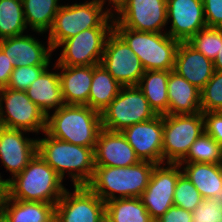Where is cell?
Instances as JSON below:
<instances>
[{"instance_id":"39","label":"cell","mask_w":222,"mask_h":222,"mask_svg":"<svg viewBox=\"0 0 222 222\" xmlns=\"http://www.w3.org/2000/svg\"><path fill=\"white\" fill-rule=\"evenodd\" d=\"M155 222H193L192 212L173 205Z\"/></svg>"},{"instance_id":"26","label":"cell","mask_w":222,"mask_h":222,"mask_svg":"<svg viewBox=\"0 0 222 222\" xmlns=\"http://www.w3.org/2000/svg\"><path fill=\"white\" fill-rule=\"evenodd\" d=\"M122 85L100 63L93 65L88 106L101 113L119 94Z\"/></svg>"},{"instance_id":"14","label":"cell","mask_w":222,"mask_h":222,"mask_svg":"<svg viewBox=\"0 0 222 222\" xmlns=\"http://www.w3.org/2000/svg\"><path fill=\"white\" fill-rule=\"evenodd\" d=\"M65 190L55 205L57 222H101L105 218V202L87 186Z\"/></svg>"},{"instance_id":"19","label":"cell","mask_w":222,"mask_h":222,"mask_svg":"<svg viewBox=\"0 0 222 222\" xmlns=\"http://www.w3.org/2000/svg\"><path fill=\"white\" fill-rule=\"evenodd\" d=\"M44 47L35 37L19 35L0 40V49L14 67L49 65L54 51L50 45Z\"/></svg>"},{"instance_id":"24","label":"cell","mask_w":222,"mask_h":222,"mask_svg":"<svg viewBox=\"0 0 222 222\" xmlns=\"http://www.w3.org/2000/svg\"><path fill=\"white\" fill-rule=\"evenodd\" d=\"M55 205L46 202L14 200L4 194L1 209L7 222H53Z\"/></svg>"},{"instance_id":"40","label":"cell","mask_w":222,"mask_h":222,"mask_svg":"<svg viewBox=\"0 0 222 222\" xmlns=\"http://www.w3.org/2000/svg\"><path fill=\"white\" fill-rule=\"evenodd\" d=\"M14 65L7 55L0 49V89L7 87Z\"/></svg>"},{"instance_id":"25","label":"cell","mask_w":222,"mask_h":222,"mask_svg":"<svg viewBox=\"0 0 222 222\" xmlns=\"http://www.w3.org/2000/svg\"><path fill=\"white\" fill-rule=\"evenodd\" d=\"M183 173L204 199L213 198L222 190V164L179 163ZM185 165L184 167H182Z\"/></svg>"},{"instance_id":"8","label":"cell","mask_w":222,"mask_h":222,"mask_svg":"<svg viewBox=\"0 0 222 222\" xmlns=\"http://www.w3.org/2000/svg\"><path fill=\"white\" fill-rule=\"evenodd\" d=\"M205 132L203 113L163 115V166L179 163L196 139Z\"/></svg>"},{"instance_id":"43","label":"cell","mask_w":222,"mask_h":222,"mask_svg":"<svg viewBox=\"0 0 222 222\" xmlns=\"http://www.w3.org/2000/svg\"><path fill=\"white\" fill-rule=\"evenodd\" d=\"M213 199L217 200V205L222 207V190L218 194H215Z\"/></svg>"},{"instance_id":"9","label":"cell","mask_w":222,"mask_h":222,"mask_svg":"<svg viewBox=\"0 0 222 222\" xmlns=\"http://www.w3.org/2000/svg\"><path fill=\"white\" fill-rule=\"evenodd\" d=\"M46 119L45 113L31 101L25 91L8 87L0 89V126L44 133Z\"/></svg>"},{"instance_id":"29","label":"cell","mask_w":222,"mask_h":222,"mask_svg":"<svg viewBox=\"0 0 222 222\" xmlns=\"http://www.w3.org/2000/svg\"><path fill=\"white\" fill-rule=\"evenodd\" d=\"M105 217L111 222H154L140 198H117L106 202Z\"/></svg>"},{"instance_id":"5","label":"cell","mask_w":222,"mask_h":222,"mask_svg":"<svg viewBox=\"0 0 222 222\" xmlns=\"http://www.w3.org/2000/svg\"><path fill=\"white\" fill-rule=\"evenodd\" d=\"M104 3L92 0L72 5H61L49 30L48 43L53 50L83 30L91 28H113V10H104Z\"/></svg>"},{"instance_id":"12","label":"cell","mask_w":222,"mask_h":222,"mask_svg":"<svg viewBox=\"0 0 222 222\" xmlns=\"http://www.w3.org/2000/svg\"><path fill=\"white\" fill-rule=\"evenodd\" d=\"M156 164L140 199L155 222L174 205V191L179 176L183 173L179 163Z\"/></svg>"},{"instance_id":"28","label":"cell","mask_w":222,"mask_h":222,"mask_svg":"<svg viewBox=\"0 0 222 222\" xmlns=\"http://www.w3.org/2000/svg\"><path fill=\"white\" fill-rule=\"evenodd\" d=\"M59 0H22L26 26L37 33L51 29L55 15L61 5Z\"/></svg>"},{"instance_id":"27","label":"cell","mask_w":222,"mask_h":222,"mask_svg":"<svg viewBox=\"0 0 222 222\" xmlns=\"http://www.w3.org/2000/svg\"><path fill=\"white\" fill-rule=\"evenodd\" d=\"M171 71H144L137 85L157 115L168 112V79Z\"/></svg>"},{"instance_id":"3","label":"cell","mask_w":222,"mask_h":222,"mask_svg":"<svg viewBox=\"0 0 222 222\" xmlns=\"http://www.w3.org/2000/svg\"><path fill=\"white\" fill-rule=\"evenodd\" d=\"M44 134L45 138L37 139V153L62 179L68 172L73 186H86L94 174V148L61 141L46 132Z\"/></svg>"},{"instance_id":"42","label":"cell","mask_w":222,"mask_h":222,"mask_svg":"<svg viewBox=\"0 0 222 222\" xmlns=\"http://www.w3.org/2000/svg\"><path fill=\"white\" fill-rule=\"evenodd\" d=\"M98 2H101V3H104L106 4V0H97ZM109 1V4L111 3L112 4V7L111 8H117L118 5L123 1V0H107Z\"/></svg>"},{"instance_id":"1","label":"cell","mask_w":222,"mask_h":222,"mask_svg":"<svg viewBox=\"0 0 222 222\" xmlns=\"http://www.w3.org/2000/svg\"><path fill=\"white\" fill-rule=\"evenodd\" d=\"M62 182L37 153L21 173L6 179L5 194L14 200L57 204L66 190Z\"/></svg>"},{"instance_id":"32","label":"cell","mask_w":222,"mask_h":222,"mask_svg":"<svg viewBox=\"0 0 222 222\" xmlns=\"http://www.w3.org/2000/svg\"><path fill=\"white\" fill-rule=\"evenodd\" d=\"M222 42V28L204 27L198 31L188 43L206 58L214 60Z\"/></svg>"},{"instance_id":"4","label":"cell","mask_w":222,"mask_h":222,"mask_svg":"<svg viewBox=\"0 0 222 222\" xmlns=\"http://www.w3.org/2000/svg\"><path fill=\"white\" fill-rule=\"evenodd\" d=\"M101 126V114L87 105L64 104L47 115L45 132L56 139L95 148Z\"/></svg>"},{"instance_id":"21","label":"cell","mask_w":222,"mask_h":222,"mask_svg":"<svg viewBox=\"0 0 222 222\" xmlns=\"http://www.w3.org/2000/svg\"><path fill=\"white\" fill-rule=\"evenodd\" d=\"M54 67L62 71L59 76L64 103L88 106L93 66H63L56 64Z\"/></svg>"},{"instance_id":"7","label":"cell","mask_w":222,"mask_h":222,"mask_svg":"<svg viewBox=\"0 0 222 222\" xmlns=\"http://www.w3.org/2000/svg\"><path fill=\"white\" fill-rule=\"evenodd\" d=\"M100 114L102 128L113 132H122L157 116L137 85L122 86L119 94Z\"/></svg>"},{"instance_id":"18","label":"cell","mask_w":222,"mask_h":222,"mask_svg":"<svg viewBox=\"0 0 222 222\" xmlns=\"http://www.w3.org/2000/svg\"><path fill=\"white\" fill-rule=\"evenodd\" d=\"M139 161L122 132L100 130L94 148L95 166L129 167Z\"/></svg>"},{"instance_id":"47","label":"cell","mask_w":222,"mask_h":222,"mask_svg":"<svg viewBox=\"0 0 222 222\" xmlns=\"http://www.w3.org/2000/svg\"><path fill=\"white\" fill-rule=\"evenodd\" d=\"M101 222H111V221L105 217Z\"/></svg>"},{"instance_id":"16","label":"cell","mask_w":222,"mask_h":222,"mask_svg":"<svg viewBox=\"0 0 222 222\" xmlns=\"http://www.w3.org/2000/svg\"><path fill=\"white\" fill-rule=\"evenodd\" d=\"M167 21L171 28L166 33L179 42H188L206 27L202 0H167Z\"/></svg>"},{"instance_id":"34","label":"cell","mask_w":222,"mask_h":222,"mask_svg":"<svg viewBox=\"0 0 222 222\" xmlns=\"http://www.w3.org/2000/svg\"><path fill=\"white\" fill-rule=\"evenodd\" d=\"M201 112L222 111V71L214 72L212 78L200 91Z\"/></svg>"},{"instance_id":"44","label":"cell","mask_w":222,"mask_h":222,"mask_svg":"<svg viewBox=\"0 0 222 222\" xmlns=\"http://www.w3.org/2000/svg\"><path fill=\"white\" fill-rule=\"evenodd\" d=\"M5 194V184L0 183V209H1V204H2V199Z\"/></svg>"},{"instance_id":"31","label":"cell","mask_w":222,"mask_h":222,"mask_svg":"<svg viewBox=\"0 0 222 222\" xmlns=\"http://www.w3.org/2000/svg\"><path fill=\"white\" fill-rule=\"evenodd\" d=\"M194 162L222 164V145L217 143L209 134L203 132L179 163Z\"/></svg>"},{"instance_id":"15","label":"cell","mask_w":222,"mask_h":222,"mask_svg":"<svg viewBox=\"0 0 222 222\" xmlns=\"http://www.w3.org/2000/svg\"><path fill=\"white\" fill-rule=\"evenodd\" d=\"M122 134L140 161L163 164V115L125 128Z\"/></svg>"},{"instance_id":"37","label":"cell","mask_w":222,"mask_h":222,"mask_svg":"<svg viewBox=\"0 0 222 222\" xmlns=\"http://www.w3.org/2000/svg\"><path fill=\"white\" fill-rule=\"evenodd\" d=\"M202 113L205 132L222 145V111Z\"/></svg>"},{"instance_id":"2","label":"cell","mask_w":222,"mask_h":222,"mask_svg":"<svg viewBox=\"0 0 222 222\" xmlns=\"http://www.w3.org/2000/svg\"><path fill=\"white\" fill-rule=\"evenodd\" d=\"M155 165L139 161L129 167L95 166L93 177L86 186L105 203L117 198H140Z\"/></svg>"},{"instance_id":"33","label":"cell","mask_w":222,"mask_h":222,"mask_svg":"<svg viewBox=\"0 0 222 222\" xmlns=\"http://www.w3.org/2000/svg\"><path fill=\"white\" fill-rule=\"evenodd\" d=\"M204 200L187 176L182 173L176 183L174 191V206L193 212Z\"/></svg>"},{"instance_id":"35","label":"cell","mask_w":222,"mask_h":222,"mask_svg":"<svg viewBox=\"0 0 222 222\" xmlns=\"http://www.w3.org/2000/svg\"><path fill=\"white\" fill-rule=\"evenodd\" d=\"M47 67L49 65L14 67L7 87L26 91Z\"/></svg>"},{"instance_id":"23","label":"cell","mask_w":222,"mask_h":222,"mask_svg":"<svg viewBox=\"0 0 222 222\" xmlns=\"http://www.w3.org/2000/svg\"><path fill=\"white\" fill-rule=\"evenodd\" d=\"M25 92L46 116L51 115V109L55 108L54 111H56L65 104L62 97L59 73L49 72L48 67Z\"/></svg>"},{"instance_id":"10","label":"cell","mask_w":222,"mask_h":222,"mask_svg":"<svg viewBox=\"0 0 222 222\" xmlns=\"http://www.w3.org/2000/svg\"><path fill=\"white\" fill-rule=\"evenodd\" d=\"M113 27H125L136 31L164 33L166 27L167 0H123L113 9ZM117 17V18H116Z\"/></svg>"},{"instance_id":"45","label":"cell","mask_w":222,"mask_h":222,"mask_svg":"<svg viewBox=\"0 0 222 222\" xmlns=\"http://www.w3.org/2000/svg\"><path fill=\"white\" fill-rule=\"evenodd\" d=\"M0 222H7L6 216L2 209H0Z\"/></svg>"},{"instance_id":"11","label":"cell","mask_w":222,"mask_h":222,"mask_svg":"<svg viewBox=\"0 0 222 222\" xmlns=\"http://www.w3.org/2000/svg\"><path fill=\"white\" fill-rule=\"evenodd\" d=\"M113 28H91L62 41L63 47L56 61L63 66H93L101 63L105 43Z\"/></svg>"},{"instance_id":"30","label":"cell","mask_w":222,"mask_h":222,"mask_svg":"<svg viewBox=\"0 0 222 222\" xmlns=\"http://www.w3.org/2000/svg\"><path fill=\"white\" fill-rule=\"evenodd\" d=\"M26 29L22 0H0V40L23 35Z\"/></svg>"},{"instance_id":"6","label":"cell","mask_w":222,"mask_h":222,"mask_svg":"<svg viewBox=\"0 0 222 222\" xmlns=\"http://www.w3.org/2000/svg\"><path fill=\"white\" fill-rule=\"evenodd\" d=\"M113 30L138 56L145 71H173L179 41L165 33L136 31L125 27Z\"/></svg>"},{"instance_id":"20","label":"cell","mask_w":222,"mask_h":222,"mask_svg":"<svg viewBox=\"0 0 222 222\" xmlns=\"http://www.w3.org/2000/svg\"><path fill=\"white\" fill-rule=\"evenodd\" d=\"M173 71L201 91L212 78L215 69L213 61L188 42H179Z\"/></svg>"},{"instance_id":"17","label":"cell","mask_w":222,"mask_h":222,"mask_svg":"<svg viewBox=\"0 0 222 222\" xmlns=\"http://www.w3.org/2000/svg\"><path fill=\"white\" fill-rule=\"evenodd\" d=\"M25 130L0 126V158L12 178L37 154V139L24 137Z\"/></svg>"},{"instance_id":"36","label":"cell","mask_w":222,"mask_h":222,"mask_svg":"<svg viewBox=\"0 0 222 222\" xmlns=\"http://www.w3.org/2000/svg\"><path fill=\"white\" fill-rule=\"evenodd\" d=\"M193 222H222V207L213 198L204 199L192 212Z\"/></svg>"},{"instance_id":"22","label":"cell","mask_w":222,"mask_h":222,"mask_svg":"<svg viewBox=\"0 0 222 222\" xmlns=\"http://www.w3.org/2000/svg\"><path fill=\"white\" fill-rule=\"evenodd\" d=\"M169 115L195 114L201 112L200 90L185 78L171 71L168 79Z\"/></svg>"},{"instance_id":"38","label":"cell","mask_w":222,"mask_h":222,"mask_svg":"<svg viewBox=\"0 0 222 222\" xmlns=\"http://www.w3.org/2000/svg\"><path fill=\"white\" fill-rule=\"evenodd\" d=\"M207 27L222 28V0H202Z\"/></svg>"},{"instance_id":"46","label":"cell","mask_w":222,"mask_h":222,"mask_svg":"<svg viewBox=\"0 0 222 222\" xmlns=\"http://www.w3.org/2000/svg\"><path fill=\"white\" fill-rule=\"evenodd\" d=\"M0 183L6 184V180H5V179H2V176H1V175H0Z\"/></svg>"},{"instance_id":"13","label":"cell","mask_w":222,"mask_h":222,"mask_svg":"<svg viewBox=\"0 0 222 222\" xmlns=\"http://www.w3.org/2000/svg\"><path fill=\"white\" fill-rule=\"evenodd\" d=\"M101 64L122 86L138 85L145 71L138 56L114 30L106 40Z\"/></svg>"},{"instance_id":"41","label":"cell","mask_w":222,"mask_h":222,"mask_svg":"<svg viewBox=\"0 0 222 222\" xmlns=\"http://www.w3.org/2000/svg\"><path fill=\"white\" fill-rule=\"evenodd\" d=\"M213 64L216 71H222V42H220V49L213 60Z\"/></svg>"}]
</instances>
